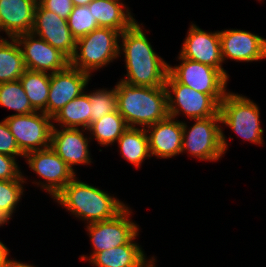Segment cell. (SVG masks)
Wrapping results in <instances>:
<instances>
[{"mask_svg":"<svg viewBox=\"0 0 266 267\" xmlns=\"http://www.w3.org/2000/svg\"><path fill=\"white\" fill-rule=\"evenodd\" d=\"M144 32L136 21L120 34L119 55L124 53L127 70L120 80L133 86L163 87L169 64L155 52Z\"/></svg>","mask_w":266,"mask_h":267,"instance_id":"obj_1","label":"cell"},{"mask_svg":"<svg viewBox=\"0 0 266 267\" xmlns=\"http://www.w3.org/2000/svg\"><path fill=\"white\" fill-rule=\"evenodd\" d=\"M24 158L29 168L44 180L32 183L37 184V187L40 185L41 189L52 196L51 198L76 176L51 147L29 152Z\"/></svg>","mask_w":266,"mask_h":267,"instance_id":"obj_10","label":"cell"},{"mask_svg":"<svg viewBox=\"0 0 266 267\" xmlns=\"http://www.w3.org/2000/svg\"><path fill=\"white\" fill-rule=\"evenodd\" d=\"M165 88L168 116L177 119L182 114L190 120L220 116V102L225 95H208L195 91L179 83L169 72Z\"/></svg>","mask_w":266,"mask_h":267,"instance_id":"obj_6","label":"cell"},{"mask_svg":"<svg viewBox=\"0 0 266 267\" xmlns=\"http://www.w3.org/2000/svg\"><path fill=\"white\" fill-rule=\"evenodd\" d=\"M116 96L117 111L128 127L146 128L168 116L165 86H133L120 80L116 84Z\"/></svg>","mask_w":266,"mask_h":267,"instance_id":"obj_3","label":"cell"},{"mask_svg":"<svg viewBox=\"0 0 266 267\" xmlns=\"http://www.w3.org/2000/svg\"><path fill=\"white\" fill-rule=\"evenodd\" d=\"M223 61L253 62L266 59V39L249 31H219Z\"/></svg>","mask_w":266,"mask_h":267,"instance_id":"obj_16","label":"cell"},{"mask_svg":"<svg viewBox=\"0 0 266 267\" xmlns=\"http://www.w3.org/2000/svg\"><path fill=\"white\" fill-rule=\"evenodd\" d=\"M20 151L29 152L51 147L52 118L35 111L25 115H9L4 118Z\"/></svg>","mask_w":266,"mask_h":267,"instance_id":"obj_8","label":"cell"},{"mask_svg":"<svg viewBox=\"0 0 266 267\" xmlns=\"http://www.w3.org/2000/svg\"><path fill=\"white\" fill-rule=\"evenodd\" d=\"M51 74L26 69L19 79L29 98L31 106L36 111L47 115V100L49 96Z\"/></svg>","mask_w":266,"mask_h":267,"instance_id":"obj_25","label":"cell"},{"mask_svg":"<svg viewBox=\"0 0 266 267\" xmlns=\"http://www.w3.org/2000/svg\"><path fill=\"white\" fill-rule=\"evenodd\" d=\"M22 174L16 180H0V223L7 224L15 212L22 195L24 183L27 179Z\"/></svg>","mask_w":266,"mask_h":267,"instance_id":"obj_27","label":"cell"},{"mask_svg":"<svg viewBox=\"0 0 266 267\" xmlns=\"http://www.w3.org/2000/svg\"><path fill=\"white\" fill-rule=\"evenodd\" d=\"M180 64L171 66L169 73L181 84L208 95H226L228 78L218 69L187 58L177 57ZM227 90V91H226Z\"/></svg>","mask_w":266,"mask_h":267,"instance_id":"obj_11","label":"cell"},{"mask_svg":"<svg viewBox=\"0 0 266 267\" xmlns=\"http://www.w3.org/2000/svg\"><path fill=\"white\" fill-rule=\"evenodd\" d=\"M188 127L182 121L183 139L181 153H188L203 161H218L228 150L227 137L222 129L220 116L194 119Z\"/></svg>","mask_w":266,"mask_h":267,"instance_id":"obj_5","label":"cell"},{"mask_svg":"<svg viewBox=\"0 0 266 267\" xmlns=\"http://www.w3.org/2000/svg\"><path fill=\"white\" fill-rule=\"evenodd\" d=\"M53 199L87 224L110 220L128 206L76 176Z\"/></svg>","mask_w":266,"mask_h":267,"instance_id":"obj_2","label":"cell"},{"mask_svg":"<svg viewBox=\"0 0 266 267\" xmlns=\"http://www.w3.org/2000/svg\"><path fill=\"white\" fill-rule=\"evenodd\" d=\"M128 128L123 116L114 111L93 122L88 131L99 145L108 147L114 145Z\"/></svg>","mask_w":266,"mask_h":267,"instance_id":"obj_26","label":"cell"},{"mask_svg":"<svg viewBox=\"0 0 266 267\" xmlns=\"http://www.w3.org/2000/svg\"><path fill=\"white\" fill-rule=\"evenodd\" d=\"M52 47L62 52L69 60L75 52L76 39L70 32L67 20L37 4L34 25L31 31Z\"/></svg>","mask_w":266,"mask_h":267,"instance_id":"obj_15","label":"cell"},{"mask_svg":"<svg viewBox=\"0 0 266 267\" xmlns=\"http://www.w3.org/2000/svg\"><path fill=\"white\" fill-rule=\"evenodd\" d=\"M116 143H118L122 157L136 168H140L147 157L151 158L145 128L129 127Z\"/></svg>","mask_w":266,"mask_h":267,"instance_id":"obj_23","label":"cell"},{"mask_svg":"<svg viewBox=\"0 0 266 267\" xmlns=\"http://www.w3.org/2000/svg\"><path fill=\"white\" fill-rule=\"evenodd\" d=\"M88 7L99 27L112 28L122 33L136 22L127 5L121 0H92Z\"/></svg>","mask_w":266,"mask_h":267,"instance_id":"obj_21","label":"cell"},{"mask_svg":"<svg viewBox=\"0 0 266 267\" xmlns=\"http://www.w3.org/2000/svg\"><path fill=\"white\" fill-rule=\"evenodd\" d=\"M120 32L107 27H98L76 40L75 52L70 65L88 73L112 63L119 55Z\"/></svg>","mask_w":266,"mask_h":267,"instance_id":"obj_4","label":"cell"},{"mask_svg":"<svg viewBox=\"0 0 266 267\" xmlns=\"http://www.w3.org/2000/svg\"><path fill=\"white\" fill-rule=\"evenodd\" d=\"M37 0H0V27L8 38L32 31Z\"/></svg>","mask_w":266,"mask_h":267,"instance_id":"obj_19","label":"cell"},{"mask_svg":"<svg viewBox=\"0 0 266 267\" xmlns=\"http://www.w3.org/2000/svg\"><path fill=\"white\" fill-rule=\"evenodd\" d=\"M91 76L72 67L70 64L63 70L51 74L47 116L51 118L67 103L84 93Z\"/></svg>","mask_w":266,"mask_h":267,"instance_id":"obj_14","label":"cell"},{"mask_svg":"<svg viewBox=\"0 0 266 267\" xmlns=\"http://www.w3.org/2000/svg\"><path fill=\"white\" fill-rule=\"evenodd\" d=\"M179 55L220 70L228 79L229 74L223 68L219 31L206 32L196 24H191Z\"/></svg>","mask_w":266,"mask_h":267,"instance_id":"obj_13","label":"cell"},{"mask_svg":"<svg viewBox=\"0 0 266 267\" xmlns=\"http://www.w3.org/2000/svg\"><path fill=\"white\" fill-rule=\"evenodd\" d=\"M89 93H82L67 103L58 113L52 117L54 123L61 128L85 129L91 125V107Z\"/></svg>","mask_w":266,"mask_h":267,"instance_id":"obj_22","label":"cell"},{"mask_svg":"<svg viewBox=\"0 0 266 267\" xmlns=\"http://www.w3.org/2000/svg\"><path fill=\"white\" fill-rule=\"evenodd\" d=\"M67 23L70 32L76 40L84 37L99 27L96 18L93 16L92 10L89 9L88 5L74 6L68 17Z\"/></svg>","mask_w":266,"mask_h":267,"instance_id":"obj_30","label":"cell"},{"mask_svg":"<svg viewBox=\"0 0 266 267\" xmlns=\"http://www.w3.org/2000/svg\"><path fill=\"white\" fill-rule=\"evenodd\" d=\"M0 106L14 110V115L35 112L20 80L0 83Z\"/></svg>","mask_w":266,"mask_h":267,"instance_id":"obj_28","label":"cell"},{"mask_svg":"<svg viewBox=\"0 0 266 267\" xmlns=\"http://www.w3.org/2000/svg\"><path fill=\"white\" fill-rule=\"evenodd\" d=\"M26 69L53 74L65 69L70 60L58 49L32 32L15 37Z\"/></svg>","mask_w":266,"mask_h":267,"instance_id":"obj_12","label":"cell"},{"mask_svg":"<svg viewBox=\"0 0 266 267\" xmlns=\"http://www.w3.org/2000/svg\"><path fill=\"white\" fill-rule=\"evenodd\" d=\"M26 70L22 51L15 38L0 42V83L17 81Z\"/></svg>","mask_w":266,"mask_h":267,"instance_id":"obj_24","label":"cell"},{"mask_svg":"<svg viewBox=\"0 0 266 267\" xmlns=\"http://www.w3.org/2000/svg\"><path fill=\"white\" fill-rule=\"evenodd\" d=\"M0 153L11 157H23L5 119L0 122Z\"/></svg>","mask_w":266,"mask_h":267,"instance_id":"obj_31","label":"cell"},{"mask_svg":"<svg viewBox=\"0 0 266 267\" xmlns=\"http://www.w3.org/2000/svg\"><path fill=\"white\" fill-rule=\"evenodd\" d=\"M151 157L172 158L181 154L183 126L171 116L145 128Z\"/></svg>","mask_w":266,"mask_h":267,"instance_id":"obj_18","label":"cell"},{"mask_svg":"<svg viewBox=\"0 0 266 267\" xmlns=\"http://www.w3.org/2000/svg\"><path fill=\"white\" fill-rule=\"evenodd\" d=\"M4 267H35L31 264H27L25 262H19L14 259H10L9 262Z\"/></svg>","mask_w":266,"mask_h":267,"instance_id":"obj_35","label":"cell"},{"mask_svg":"<svg viewBox=\"0 0 266 267\" xmlns=\"http://www.w3.org/2000/svg\"><path fill=\"white\" fill-rule=\"evenodd\" d=\"M90 92L91 124L106 114L117 111L116 85L111 90L102 88Z\"/></svg>","mask_w":266,"mask_h":267,"instance_id":"obj_29","label":"cell"},{"mask_svg":"<svg viewBox=\"0 0 266 267\" xmlns=\"http://www.w3.org/2000/svg\"><path fill=\"white\" fill-rule=\"evenodd\" d=\"M92 0H72L74 6H85L88 5Z\"/></svg>","mask_w":266,"mask_h":267,"instance_id":"obj_36","label":"cell"},{"mask_svg":"<svg viewBox=\"0 0 266 267\" xmlns=\"http://www.w3.org/2000/svg\"><path fill=\"white\" fill-rule=\"evenodd\" d=\"M16 159L0 153V180H16L23 174Z\"/></svg>","mask_w":266,"mask_h":267,"instance_id":"obj_32","label":"cell"},{"mask_svg":"<svg viewBox=\"0 0 266 267\" xmlns=\"http://www.w3.org/2000/svg\"><path fill=\"white\" fill-rule=\"evenodd\" d=\"M259 106L250 98L228 92L220 102L221 124L228 126L242 140L263 145V132L260 124Z\"/></svg>","mask_w":266,"mask_h":267,"instance_id":"obj_7","label":"cell"},{"mask_svg":"<svg viewBox=\"0 0 266 267\" xmlns=\"http://www.w3.org/2000/svg\"><path fill=\"white\" fill-rule=\"evenodd\" d=\"M131 208L128 206L116 217L86 224L93 251L89 256L82 255L83 261H89L96 253L127 244L138 232L139 225L131 218Z\"/></svg>","mask_w":266,"mask_h":267,"instance_id":"obj_9","label":"cell"},{"mask_svg":"<svg viewBox=\"0 0 266 267\" xmlns=\"http://www.w3.org/2000/svg\"><path fill=\"white\" fill-rule=\"evenodd\" d=\"M85 129L61 128L53 123L51 133V148L76 174L75 165H90L92 157L89 150V142L92 136L87 137ZM85 135V136H84ZM89 138V139H88Z\"/></svg>","mask_w":266,"mask_h":267,"instance_id":"obj_17","label":"cell"},{"mask_svg":"<svg viewBox=\"0 0 266 267\" xmlns=\"http://www.w3.org/2000/svg\"><path fill=\"white\" fill-rule=\"evenodd\" d=\"M10 250L0 241V267H4L10 260Z\"/></svg>","mask_w":266,"mask_h":267,"instance_id":"obj_34","label":"cell"},{"mask_svg":"<svg viewBox=\"0 0 266 267\" xmlns=\"http://www.w3.org/2000/svg\"><path fill=\"white\" fill-rule=\"evenodd\" d=\"M137 236L139 232L127 244L98 252L88 262L95 267H154L155 256L146 259Z\"/></svg>","mask_w":266,"mask_h":267,"instance_id":"obj_20","label":"cell"},{"mask_svg":"<svg viewBox=\"0 0 266 267\" xmlns=\"http://www.w3.org/2000/svg\"><path fill=\"white\" fill-rule=\"evenodd\" d=\"M45 9L58 14L62 19L68 20L74 8L72 0H39Z\"/></svg>","mask_w":266,"mask_h":267,"instance_id":"obj_33","label":"cell"}]
</instances>
